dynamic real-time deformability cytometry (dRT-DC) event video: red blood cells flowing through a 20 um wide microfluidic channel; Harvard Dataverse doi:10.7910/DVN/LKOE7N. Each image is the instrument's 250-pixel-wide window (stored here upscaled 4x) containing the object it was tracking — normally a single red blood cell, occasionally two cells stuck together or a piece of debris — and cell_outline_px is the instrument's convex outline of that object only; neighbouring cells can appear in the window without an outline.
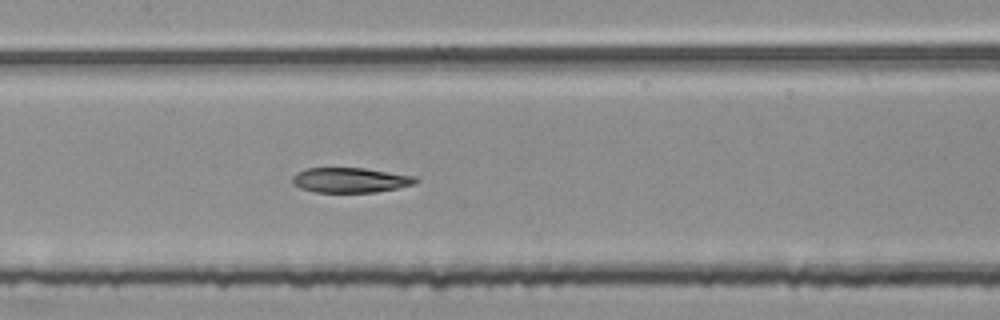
{"species": "common noctule bat (a hibernating species)", "species_latin": "Nyctalus noctula", "temperature_condition": "room temperature", "stored_images_in_passage": 53, "segment_of_instrument_passage": [2, 2], "camera_frame_rate_fps": 3000, "um_per_image_px": 0.085, "animal": {"sex": "female", "body_mass_g": 25.1}, "frame": {"image": 1, "passage_image": 26, "time_ms": 8.333, "image_size_px": [1000, 320], "cell_outline_px": [[420, 180], [416, 184], [376, 192], [316, 192], [300, 188], [292, 184], [292, 176], [296, 172], [308, 168], [364, 168], [416, 176]], "centroid_in_image_um": [29.78, 15.31], "position_along_channel_um": 177.6, "area_um2": 18.03}}
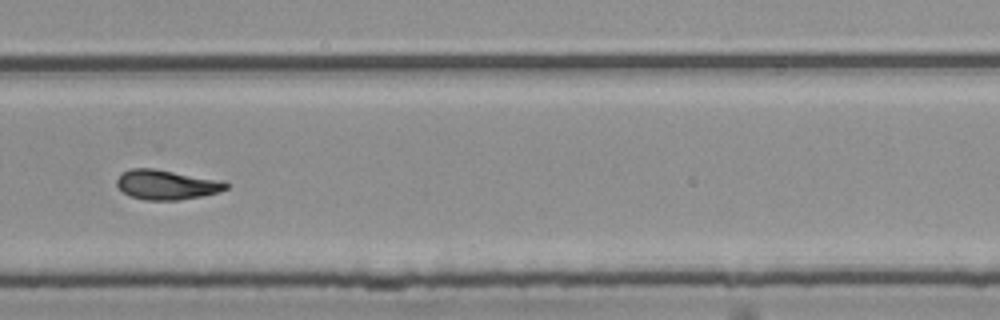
{"frame": {"image": 2, "passage_image": 37, "time_ms": 12.0, "image_size_px": [1000, 320], "cell_outline_px": [[228, 188], [220, 192], [180, 200], [144, 200], [128, 196], [116, 184], [116, 180], [120, 172], [128, 168], [152, 168], [224, 180], [228, 184]], "centroid_in_image_um": [14.14, 15.69], "position_along_channel_um": 315.7, "area_um2": 19.19}}
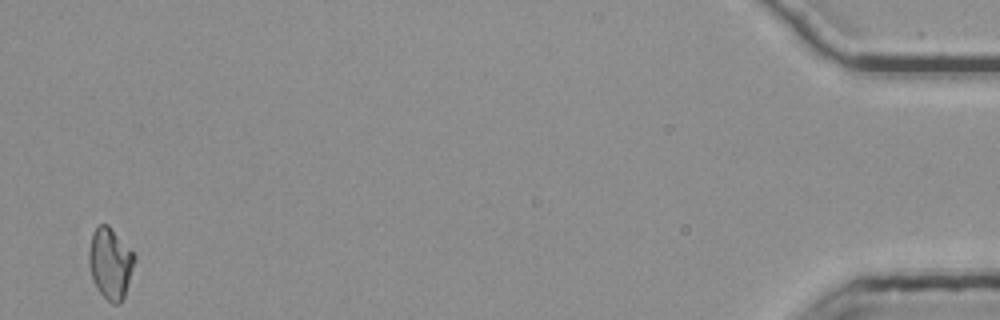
{"frame": {"image": 3, "passage_image": 53, "time_ms": 17.333, "image_size_px": [1000, 320], "cell_outline_px": [[136, 260], [124, 296], [120, 304], [112, 304], [96, 288], [92, 280], [88, 264], [88, 252], [92, 232], [100, 224], [108, 224], [136, 256]], "centroid_in_image_um": [9.36, 22.38], "position_along_channel_um": 425.8, "area_um2": 18.96}}